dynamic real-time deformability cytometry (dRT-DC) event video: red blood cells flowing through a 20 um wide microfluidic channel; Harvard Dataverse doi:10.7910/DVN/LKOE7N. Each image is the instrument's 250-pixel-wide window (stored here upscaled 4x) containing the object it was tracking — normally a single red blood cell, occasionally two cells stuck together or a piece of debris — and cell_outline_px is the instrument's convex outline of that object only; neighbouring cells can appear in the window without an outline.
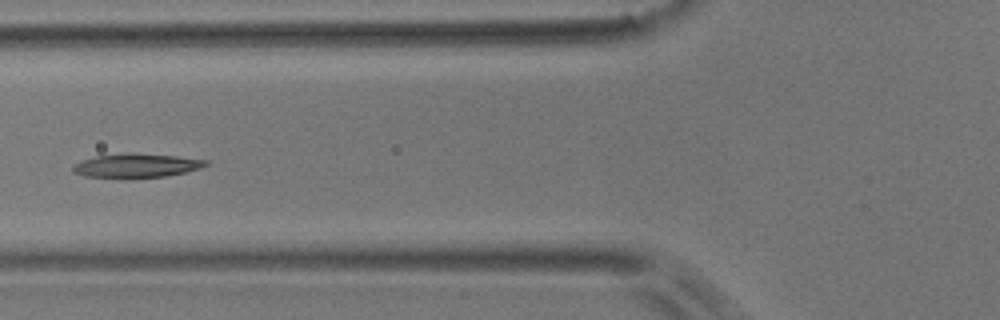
{"species": "common noctule bat (a hibernating species)", "species_latin": "Nyctalus noctula", "temperature_condition": "room temperature", "stored_images_in_passage": 8, "camera_frame_rate_fps": 3000, "um_per_image_px": 0.085, "animal": {"sex": "male", "body_mass_g": 17.9}, "frame": {"image": 1, "passage_image": 6, "time_ms": 1.667, "image_size_px": [1000, 320], "cell_outline_px": [[208, 164], [200, 168], [184, 172], [164, 176], [132, 180], [128, 180], [84, 176], [72, 172], [72, 168], [80, 160], [96, 156], [176, 156], [208, 160]], "centroid_in_image_um": [11.55, 14.16], "position_along_channel_um": 114.3, "area_um2": 17.98}}
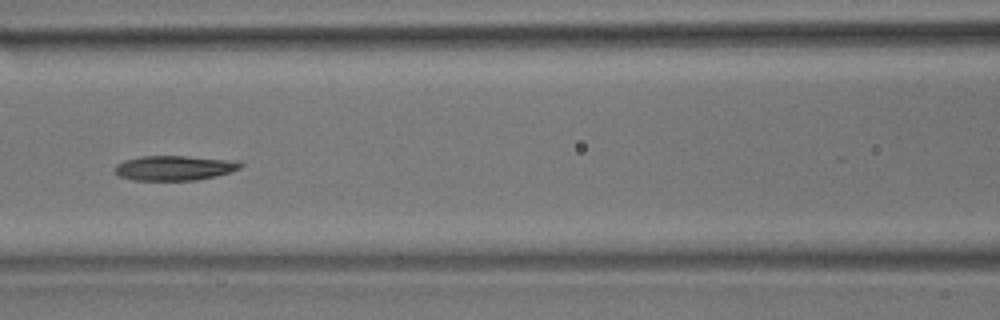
{"frame": {"image": 2, "passage_image": 7, "time_ms": 2.0, "image_size_px": [1000, 320], "cell_outline_px": [[244, 164], [240, 168], [216, 176], [196, 180], [132, 180], [116, 176], [116, 164], [124, 160], [140, 156], [184, 156], [240, 160]], "centroid_in_image_um": [14.83, 14.27], "position_along_channel_um": 151.8, "area_um2": 18.32}}
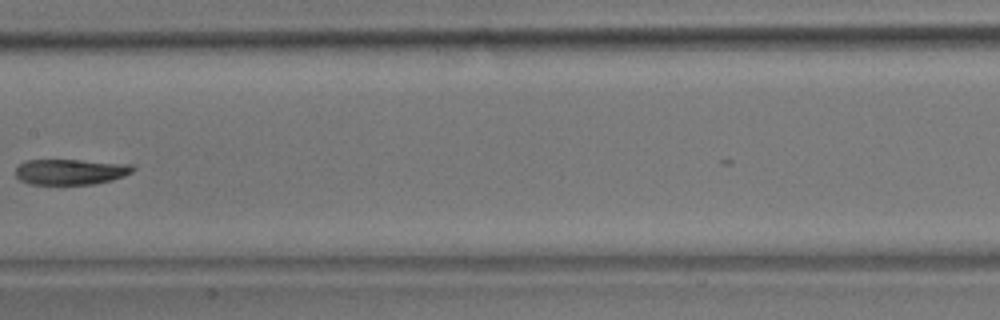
{"frame": {"image": 3, "passage_image": 8, "time_ms": 2.333, "image_size_px": [1000, 320], "cell_outline_px": [[136, 168], [132, 172], [124, 176], [112, 180], [96, 184], [28, 184], [20, 180], [16, 176], [16, 168], [20, 164], [28, 160], [80, 160], [132, 164]], "centroid_in_image_um": [6.03, 14.6], "position_along_channel_um": 201.4, "area_um2": 17.57}}